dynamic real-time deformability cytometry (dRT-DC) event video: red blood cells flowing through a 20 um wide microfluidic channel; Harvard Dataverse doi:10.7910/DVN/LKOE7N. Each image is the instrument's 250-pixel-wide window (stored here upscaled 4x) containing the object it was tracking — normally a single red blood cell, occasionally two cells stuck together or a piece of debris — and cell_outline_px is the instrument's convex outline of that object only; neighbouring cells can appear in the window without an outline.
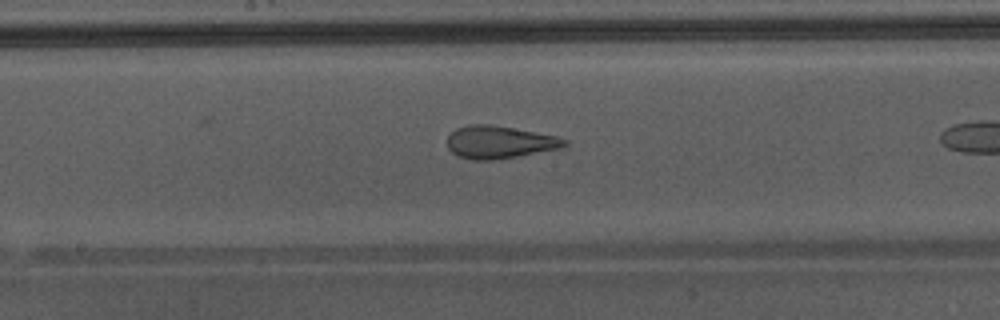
{"species": "Egyptian fruit bat (a non-hibernating species)", "species_latin": "Rousettus aegyptiacus", "temperature_condition": "warm", "stored_images_in_passage": 16, "camera_frame_rate_fps": 3000, "um_per_image_px": 0.085, "animal": {"sex": "male"}, "frame": {"image": 1, "passage_image": 12, "time_ms": 3.667, "image_size_px": [1000, 320], "cell_outline_px": [[568, 144], [564, 148], [492, 160], [472, 160], [456, 156], [448, 148], [448, 136], [456, 128], [468, 124], [488, 124], [512, 128], [556, 136], [568, 140]], "centroid_in_image_um": [42.45, 12.09], "position_along_channel_um": 205.8, "area_um2": 22.25}}